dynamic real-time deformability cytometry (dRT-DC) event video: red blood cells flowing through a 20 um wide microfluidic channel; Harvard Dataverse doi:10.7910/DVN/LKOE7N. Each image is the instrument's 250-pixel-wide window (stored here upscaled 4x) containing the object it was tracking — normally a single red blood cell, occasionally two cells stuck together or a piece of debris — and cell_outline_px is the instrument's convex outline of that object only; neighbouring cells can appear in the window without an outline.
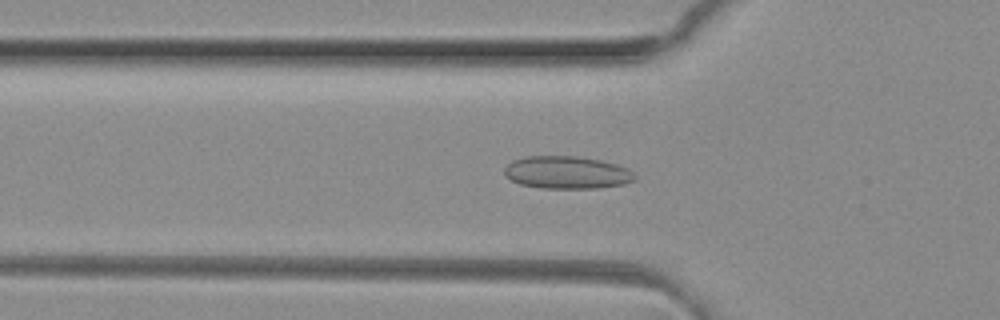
{"species": "common noctule bat (a hibernating species)", "species_latin": "Nyctalus noctula", "temperature_condition": "room temperature", "stored_images_in_passage": 50, "camera_frame_rate_fps": 3000, "um_per_image_px": 0.085, "animal": {"sex": "female", "body_mass_g": 29.2, "forearm_length_mm": 56.3}, "frame": {"image": 1, "passage_image": 16, "time_ms": 5.0, "image_size_px": [1000, 320], "cell_outline_px": [[636, 180], [624, 184], [596, 188], [540, 188], [520, 184], [504, 176], [504, 168], [512, 160], [524, 156], [580, 156], [600, 160], [616, 164], [628, 168], [636, 176]], "centroid_in_image_um": [48.18, 14.65], "position_along_channel_um": 77.6, "area_um2": 24.97}}
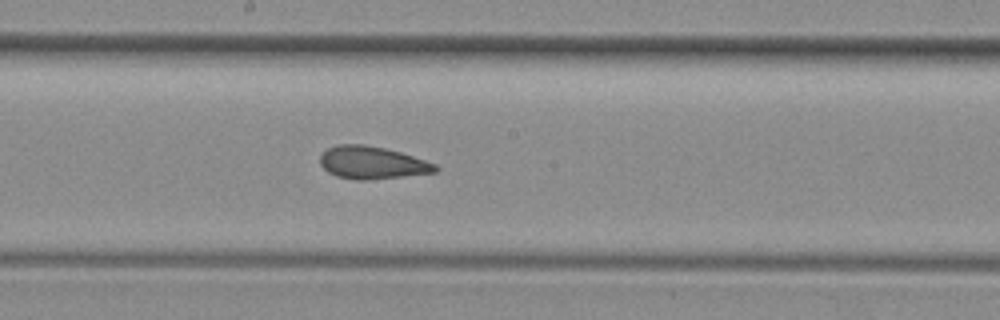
{"frame": {"image": 2, "passage_image": 26, "time_ms": 8.333, "image_size_px": [1000, 320], "cell_outline_px": [[440, 168], [436, 172], [368, 180], [356, 180], [336, 176], [328, 172], [320, 164], [320, 156], [328, 148], [336, 144], [364, 144], [384, 148], [400, 152], [436, 164]], "centroid_in_image_um": [31.61, 13.83], "position_along_channel_um": 216.6, "area_um2": 21.79}}
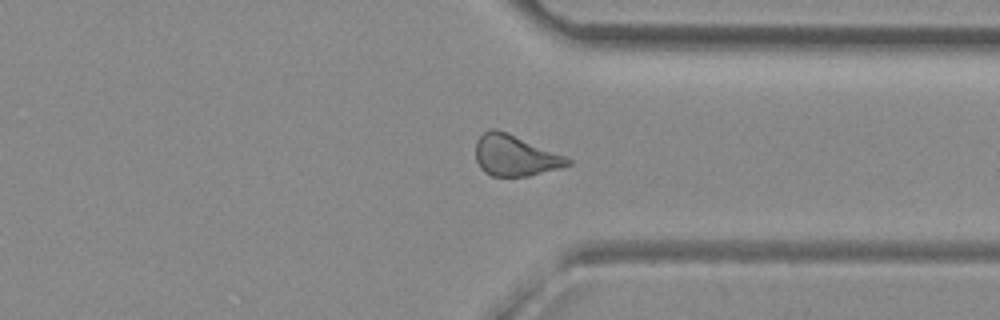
{"frame": {"image": 3, "passage_image": 37, "time_ms": 12.0, "image_size_px": [1000, 320], "cell_outline_px": [[572, 164], [560, 168], [528, 176], [492, 176], [484, 172], [480, 168], [476, 160], [476, 140], [484, 132], [492, 128], [496, 128], [508, 132], [564, 156], [572, 160]], "centroid_in_image_um": [43.75, 13.22], "position_along_channel_um": 367.6, "area_um2": 21.91}, "authors_computed_cell_mechanics": {"area_um2": 22.1952, "velocity_mm_per_s": 4.1483, "shape_relaxation_time_tau1_ms": null, "shape_relaxation_time_tau2_ms": 2.5359, "deformation_change_tau1": null, "deformation_change_tau2": 0.0879}}